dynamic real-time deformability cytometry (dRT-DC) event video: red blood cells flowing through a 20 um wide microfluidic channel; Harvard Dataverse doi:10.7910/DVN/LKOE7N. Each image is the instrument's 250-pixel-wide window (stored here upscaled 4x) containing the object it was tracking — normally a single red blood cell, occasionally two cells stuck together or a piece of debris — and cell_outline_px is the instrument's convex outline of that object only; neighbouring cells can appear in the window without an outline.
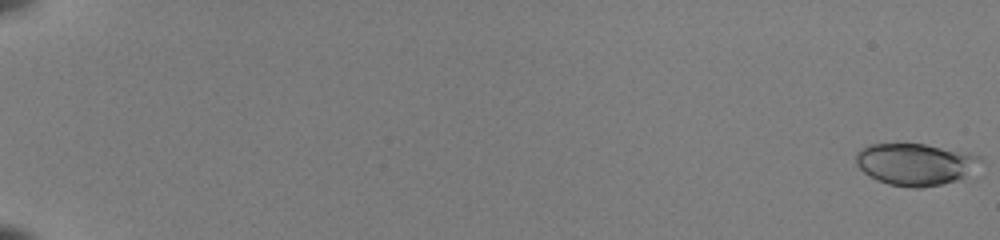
{"species": "common noctule bat (a hibernating species)", "species_latin": "Nyctalus noctula", "temperature_condition": "room temperature", "stored_images_in_passage": 54, "camera_frame_rate_fps": 3000, "um_per_image_px": 0.085, "animal": {"sex": "female", "body_mass_g": 22.0, "forearm_length_mm": 56.7}, "frame": {"image": 1, "passage_image": 1, "time_ms": 0.0, "image_size_px": [1000, 240], "cell_outline_px": [[984, 160], [960, 180], [944, 184], [920, 188], [912, 188], [888, 184], [876, 180], [868, 176], [856, 164], [856, 152], [860, 148], [868, 144], [896, 140], [924, 144], [972, 152], [980, 156]], "centroid_in_image_um": [77.77, 13.91], "position_along_channel_um": 7.2, "area_um2": 31.67}}
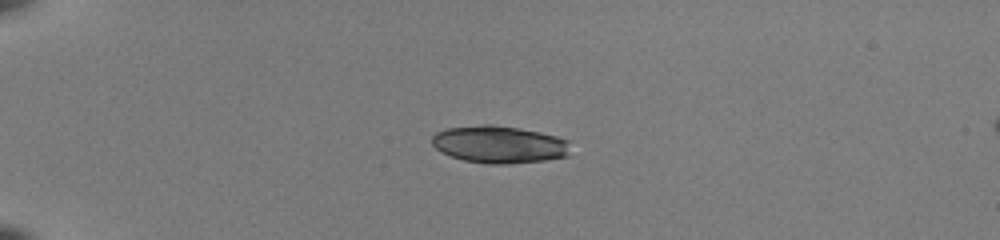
{"frame": {"image": 2, "passage_image": 16, "time_ms": 5.0, "image_size_px": [1000, 240], "cell_outline_px": [[568, 156], [544, 160], [512, 164], [484, 164], [464, 160], [448, 156], [440, 152], [432, 144], [432, 136], [436, 132], [444, 128], [480, 124], [492, 124], [520, 128], [540, 132], [556, 136], [568, 140]], "centroid_in_image_um": [42.38, 12.27], "position_along_channel_um": 42.6, "area_um2": 30.52}}